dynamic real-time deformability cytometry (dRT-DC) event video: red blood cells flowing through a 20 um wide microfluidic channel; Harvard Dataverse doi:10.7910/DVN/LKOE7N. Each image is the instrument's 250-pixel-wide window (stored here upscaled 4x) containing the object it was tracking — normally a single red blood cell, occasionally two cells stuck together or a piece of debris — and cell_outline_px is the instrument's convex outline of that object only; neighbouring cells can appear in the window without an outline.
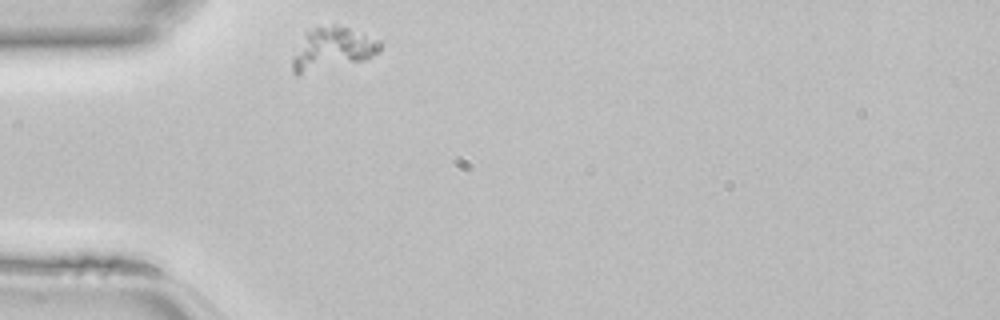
{"species": "common noctule bat (a hibernating species)", "species_latin": "Nyctalus noctula", "temperature_condition": "room temperature", "stored_images_in_passage": 28, "camera_frame_rate_fps": 3000, "um_per_image_px": 0.085, "animal": {"sex": "female", "body_mass_g": 22.7, "forearm_length_mm": 54.2}, "frame": {"image": 1, "passage_image": 1, "time_ms": 0.0, "image_size_px": [1000, 320], "cell_outline_px": [[380, 48], [372, 56], [364, 60], [296, 76], [292, 72], [292, 56], [304, 36], [308, 32], [316, 28], [332, 24], [336, 24], [348, 28], [380, 40]], "centroid_in_image_um": [28.22, 4.17], "position_along_channel_um": 56.8, "area_um2": 21.39}}
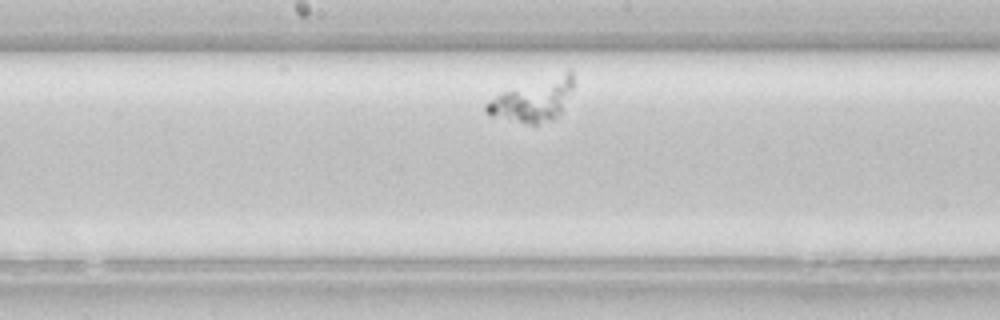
{"frame": {"image": 2, "passage_image": 13, "time_ms": 4.0, "image_size_px": [1000, 320], "cell_outline_px": [[572, 88], [560, 112], [552, 120], [536, 124], [532, 124], [492, 116], [484, 108], [484, 104], [496, 96], [504, 92], [568, 68], [572, 68]], "centroid_in_image_um": [45.36, 8.46], "position_along_channel_um": 202.8, "area_um2": 21.15}}
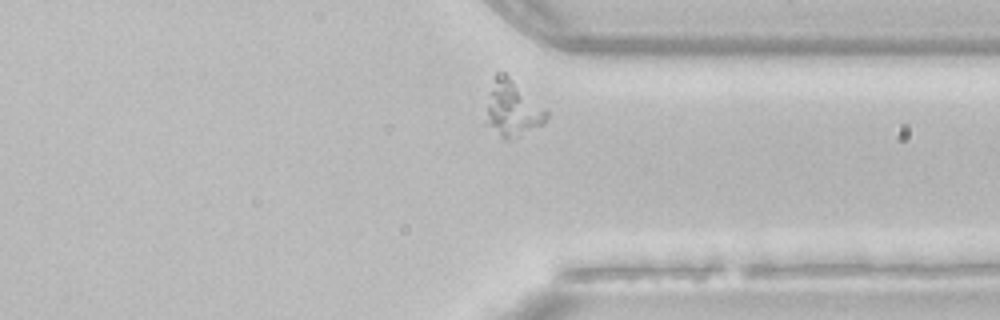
{"frame": {"image": 3, "passage_image": 25, "time_ms": 8.0, "image_size_px": [1000, 320], "cell_outline_px": [[548, 116], [544, 124], [508, 140], [504, 140], [488, 124], [488, 104], [496, 72], [504, 72], [548, 112]], "centroid_in_image_um": [43.6, 9.25], "position_along_channel_um": 367.8, "area_um2": 18.61}}